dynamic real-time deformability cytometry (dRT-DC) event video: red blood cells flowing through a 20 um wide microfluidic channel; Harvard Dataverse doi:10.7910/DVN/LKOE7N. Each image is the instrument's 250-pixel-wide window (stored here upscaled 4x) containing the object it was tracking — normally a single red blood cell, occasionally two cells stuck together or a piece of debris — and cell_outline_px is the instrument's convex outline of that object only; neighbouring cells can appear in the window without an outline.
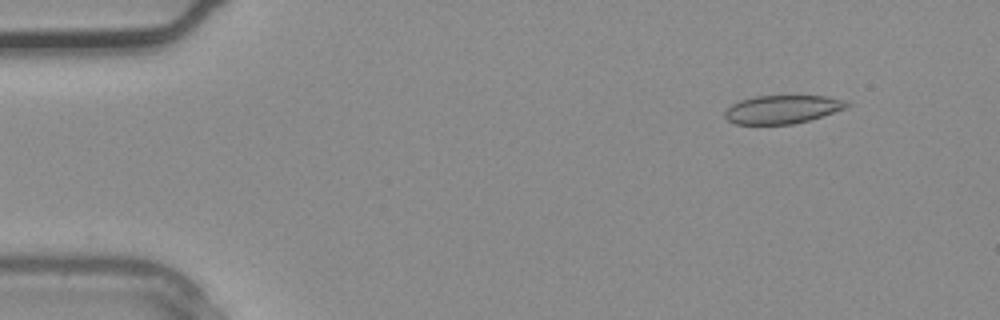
{"species": "common noctule bat (a hibernating species)", "species_latin": "Nyctalus noctula", "temperature_condition": "warm", "stored_images_in_passage": 4, "camera_frame_rate_fps": 3000, "um_per_image_px": 0.085, "animal": {"sex": "male", "body_mass_g": 20.4}, "frame": {"image": 1, "passage_image": 2, "time_ms": 0.333, "image_size_px": [1000, 320], "cell_outline_px": [[852, 104], [844, 108], [808, 120], [792, 124], [736, 124], [728, 120], [724, 116], [724, 112], [732, 104], [740, 100], [756, 96], [828, 96]], "centroid_in_image_um": [66.44, 9.29], "position_along_channel_um": 18.6, "area_um2": 19.77}}